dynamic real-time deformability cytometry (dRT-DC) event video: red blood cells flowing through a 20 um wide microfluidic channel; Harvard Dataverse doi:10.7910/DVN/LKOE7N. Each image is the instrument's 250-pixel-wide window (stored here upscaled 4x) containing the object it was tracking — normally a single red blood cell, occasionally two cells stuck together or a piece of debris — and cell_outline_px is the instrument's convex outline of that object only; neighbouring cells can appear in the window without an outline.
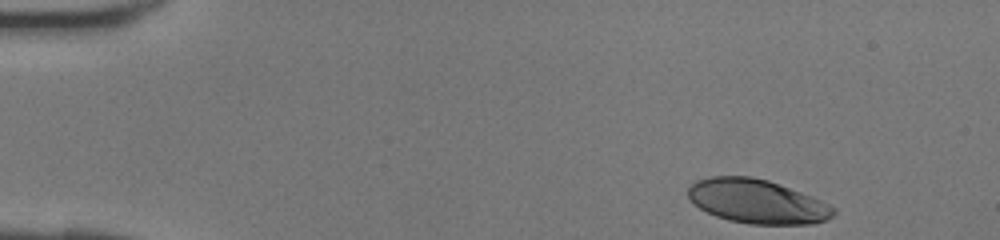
{"species": "human", "species_latin": "Homo sapiens", "temperature_condition": "room temperature", "stored_images_in_passage": 32, "camera_frame_rate_fps": 3000, "um_per_image_px": 0.085, "donor": {"sex": "female"}, "frame": {"image": 1, "passage_image": 1, "time_ms": 0.0, "image_size_px": [1000, 240], "cell_outline_px": [[836, 212], [828, 220], [812, 224], [752, 224], [728, 220], [716, 216], [700, 208], [688, 196], [688, 188], [696, 180], [708, 176], [752, 176], [768, 180], [812, 196], [836, 208]], "centroid_in_image_um": [64.37, 17.11], "position_along_channel_um": 20.6, "area_um2": 37.28}}
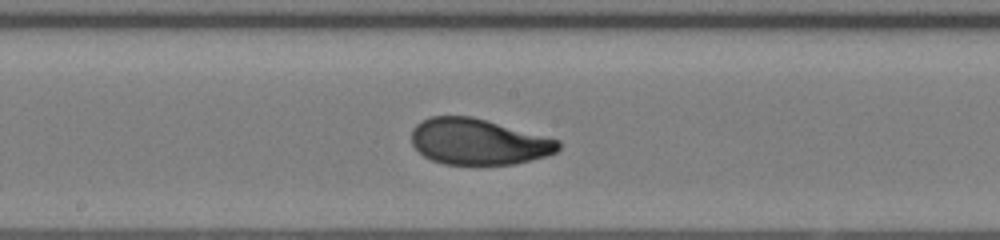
{"frame": {"image": 2, "passage_image": 19, "time_ms": 6.0, "image_size_px": [1000, 240], "cell_outline_px": [[560, 148], [556, 152], [544, 156], [516, 164], [444, 164], [432, 160], [424, 156], [412, 144], [412, 128], [416, 124], [432, 116], [472, 116], [560, 140]], "centroid_in_image_um": [40.65, 12.04], "position_along_channel_um": 207.5, "area_um2": 39.13}}
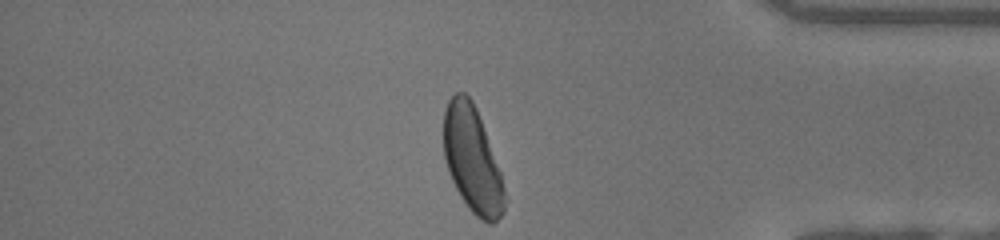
{"frame": {"image": 3, "passage_image": 32, "time_ms": 10.333, "image_size_px": [1000, 240], "cell_outline_px": [[508, 200], [504, 212], [492, 224], [488, 224], [480, 220], [468, 208], [460, 196], [448, 172], [444, 160], [444, 112], [448, 100], [456, 92], [464, 92], [472, 100], [476, 108], [500, 172]], "centroid_in_image_um": [40.15, 13.62], "position_along_channel_um": 395.0, "area_um2": 37.63}}